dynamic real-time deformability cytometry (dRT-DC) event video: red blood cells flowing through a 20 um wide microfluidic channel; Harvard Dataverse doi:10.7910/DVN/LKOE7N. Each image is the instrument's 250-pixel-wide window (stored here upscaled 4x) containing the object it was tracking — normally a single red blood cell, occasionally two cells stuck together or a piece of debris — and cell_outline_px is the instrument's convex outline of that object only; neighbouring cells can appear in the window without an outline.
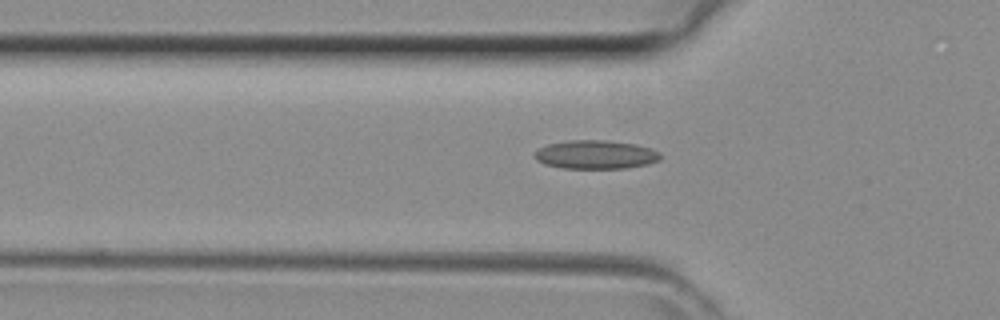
{"species": "common noctule bat (a hibernating species)", "species_latin": "Nyctalus noctula", "temperature_condition": "room temperature", "stored_images_in_passage": 30, "camera_frame_rate_fps": 3000, "um_per_image_px": 0.085, "animal": {"sex": "female", "body_mass_g": 29.2, "forearm_length_mm": 56.3}, "frame": {"image": 1, "passage_image": 3, "time_ms": 0.667, "image_size_px": [1000, 320], "cell_outline_px": [[660, 160], [648, 164], [624, 168], [564, 168], [544, 164], [536, 160], [536, 152], [540, 148], [548, 144], [568, 140], [604, 140], [636, 144], [660, 152]], "centroid_in_image_um": [50.64, 13.14], "position_along_channel_um": 75.2, "area_um2": 20.81}}
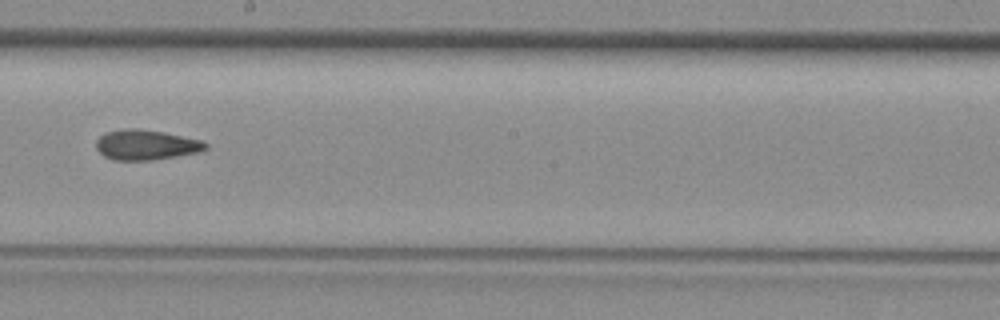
{"frame": {"image": 2, "passage_image": 13, "time_ms": 4.0, "image_size_px": [1000, 320], "cell_outline_px": [[208, 148], [196, 152], [176, 156], [152, 160], [112, 160], [104, 156], [96, 148], [96, 140], [100, 136], [108, 132], [124, 128], [140, 128], [200, 140], [208, 144]], "centroid_in_image_um": [12.37, 12.31], "position_along_channel_um": 235.8, "area_um2": 18.96}}
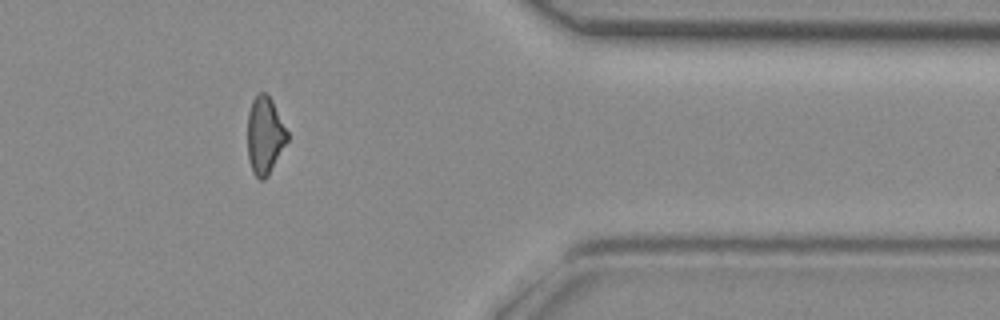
{"frame": {"image": 3, "passage_image": 24, "time_ms": 7.667, "image_size_px": [1000, 320], "cell_outline_px": [[288, 140], [264, 180], [260, 180], [252, 172], [248, 160], [248, 112], [252, 100], [260, 92], [264, 92], [272, 100], [288, 132]], "centroid_in_image_um": [22.5, 11.5], "position_along_channel_um": 388.9, "area_um2": 17.69}}